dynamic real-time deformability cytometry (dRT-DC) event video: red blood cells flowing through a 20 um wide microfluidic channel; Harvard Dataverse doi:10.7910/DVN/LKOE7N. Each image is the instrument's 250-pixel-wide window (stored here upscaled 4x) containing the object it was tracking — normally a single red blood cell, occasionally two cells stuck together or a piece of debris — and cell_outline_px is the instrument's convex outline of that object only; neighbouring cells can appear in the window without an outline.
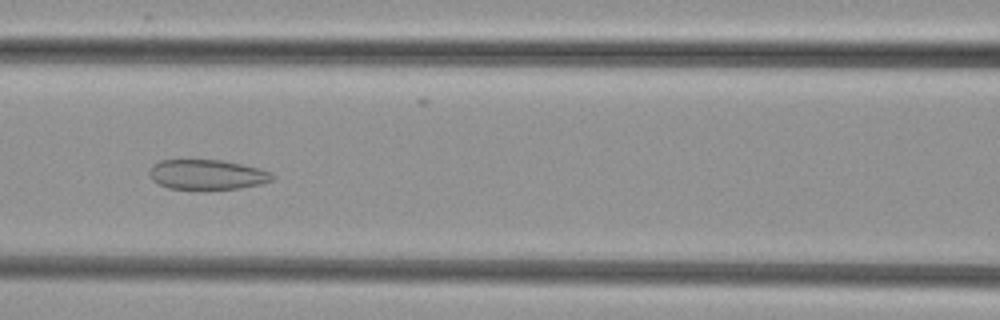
{"species": "common noctule bat (a hibernating species)", "species_latin": "Nyctalus noctula", "temperature_condition": "cold", "stored_images_in_passage": 32, "camera_frame_rate_fps": 3000, "um_per_image_px": 0.085, "animal": {"sex": "female", "body_mass_g": 29.2, "forearm_length_mm": 56.3}, "frame": {"image": 1, "passage_image": 7, "time_ms": 2.0, "image_size_px": [1000, 320], "cell_outline_px": [[276, 176], [272, 180], [260, 184], [240, 188], [168, 188], [152, 180], [148, 172], [152, 164], [160, 160], [220, 160], [240, 164], [256, 168], [268, 172]], "centroid_in_image_um": [17.56, 14.82], "position_along_channel_um": 149.0, "area_um2": 20.98}}
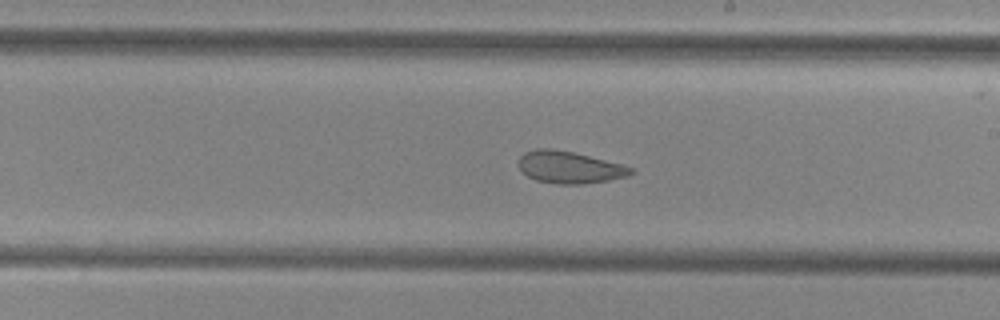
{"frame": {"image": 2, "passage_image": 14, "time_ms": 4.333, "image_size_px": [1000, 320], "cell_outline_px": [[636, 172], [628, 176], [608, 180], [584, 184], [556, 184], [536, 180], [520, 172], [516, 164], [516, 160], [524, 152], [536, 148], [552, 148], [572, 152], [620, 164], [632, 168]], "centroid_in_image_um": [48.32, 14.22], "position_along_channel_um": 240.7, "area_um2": 21.15}}
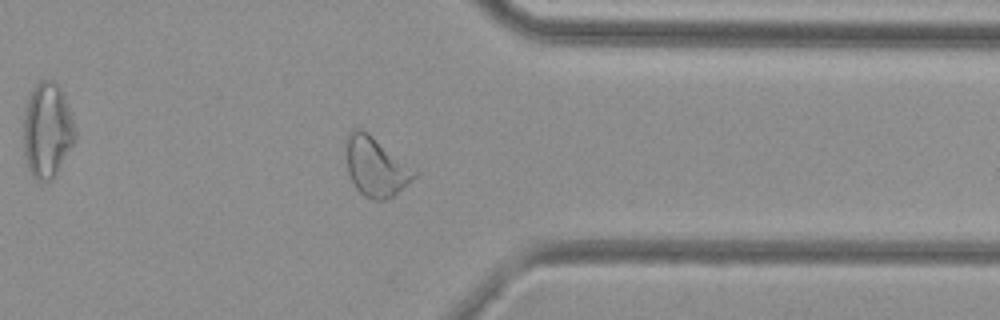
{"frame": {"image": 3, "passage_image": 25, "time_ms": 8.0, "image_size_px": [1000, 320], "cell_outline_px": [[420, 172], [412, 180], [392, 196], [384, 200], [372, 200], [364, 196], [356, 188], [348, 172], [344, 156], [348, 132], [352, 128], [360, 128], [368, 132]], "centroid_in_image_um": [31.92, 14.14], "position_along_channel_um": 379.5, "area_um2": 23.87}}